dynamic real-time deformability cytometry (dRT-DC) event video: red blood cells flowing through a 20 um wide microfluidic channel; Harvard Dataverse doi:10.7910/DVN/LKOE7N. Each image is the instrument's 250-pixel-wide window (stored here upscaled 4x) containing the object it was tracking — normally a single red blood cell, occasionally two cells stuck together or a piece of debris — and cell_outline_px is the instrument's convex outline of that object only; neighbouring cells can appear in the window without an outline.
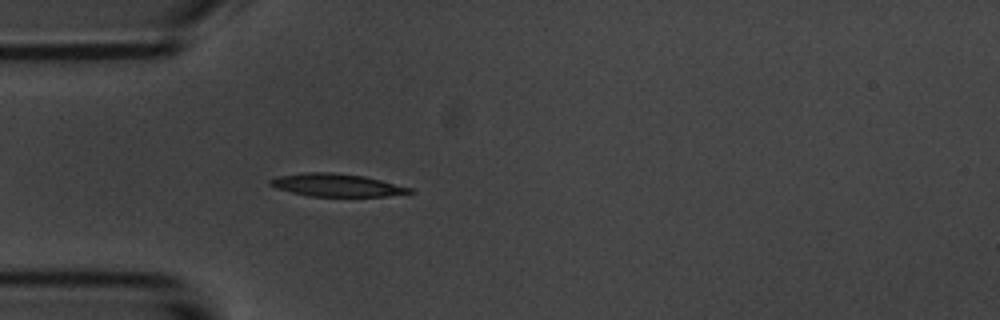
{"species": "common noctule bat (a hibernating species)", "species_latin": "Nyctalus noctula", "temperature_condition": "room temperature", "stored_images_in_passage": 36, "camera_frame_rate_fps": 3000, "um_per_image_px": 0.085, "animal": {"sex": "male", "body_mass_g": 20.1, "forearm_length_mm": 53.5}, "frame": {"image": 1, "passage_image": 1, "time_ms": 0.0, "image_size_px": [1000, 320], "cell_outline_px": [[416, 192], [384, 196], [308, 196], [276, 188], [268, 184], [268, 180], [280, 176], [304, 172], [332, 172], [364, 176], [412, 188]], "centroid_in_image_um": [28.6, 15.73], "position_along_channel_um": 56.4, "area_um2": 18.38}}
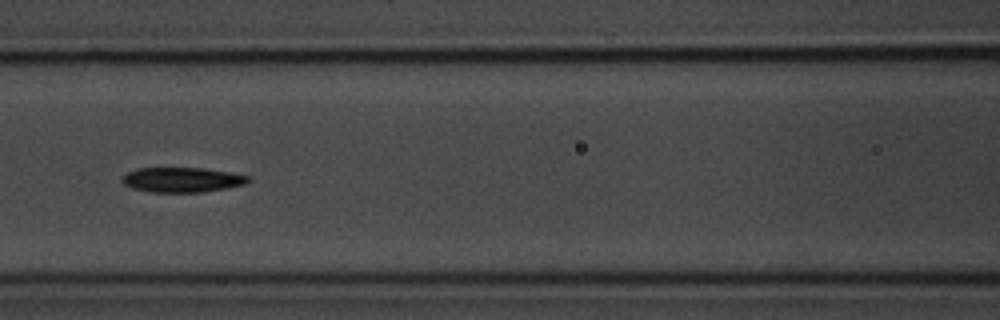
{"frame": {"image": 2, "passage_image": 9, "time_ms": 2.667, "image_size_px": [1000, 320], "cell_outline_px": [[252, 180], [244, 184], [204, 192], [152, 192], [132, 188], [124, 184], [120, 180], [128, 172], [136, 168], [200, 168], [228, 172], [248, 176]], "centroid_in_image_um": [15.45, 15.28], "position_along_channel_um": 151.2, "area_um2": 18.09}}
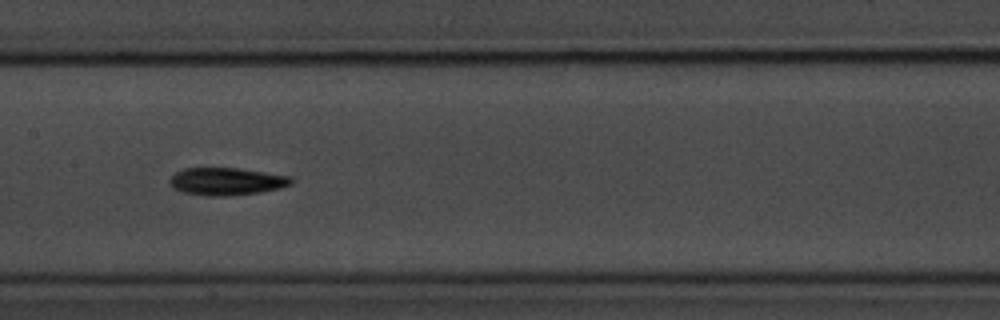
{"frame": {"image": 3, "passage_image": 12, "time_ms": 3.667, "image_size_px": [1000, 320], "cell_outline_px": [[292, 184], [280, 188], [260, 192], [228, 196], [204, 196], [180, 192], [172, 188], [168, 184], [168, 180], [176, 172], [184, 168], [236, 168], [292, 176]], "centroid_in_image_um": [19.21, 15.43], "position_along_channel_um": 188.2, "area_um2": 19.71}, "authors_computed_cell_mechanics": {"area_um2": 18.3804, "velocity_mm_per_s": 3.703, "shape_relaxation_time_tau1_ms": 2.82, "shape_relaxation_time_tau2_ms": 9.1177, "deformation_change_tau1": 0.1461, "deformation_change_tau2": 0.1801}}